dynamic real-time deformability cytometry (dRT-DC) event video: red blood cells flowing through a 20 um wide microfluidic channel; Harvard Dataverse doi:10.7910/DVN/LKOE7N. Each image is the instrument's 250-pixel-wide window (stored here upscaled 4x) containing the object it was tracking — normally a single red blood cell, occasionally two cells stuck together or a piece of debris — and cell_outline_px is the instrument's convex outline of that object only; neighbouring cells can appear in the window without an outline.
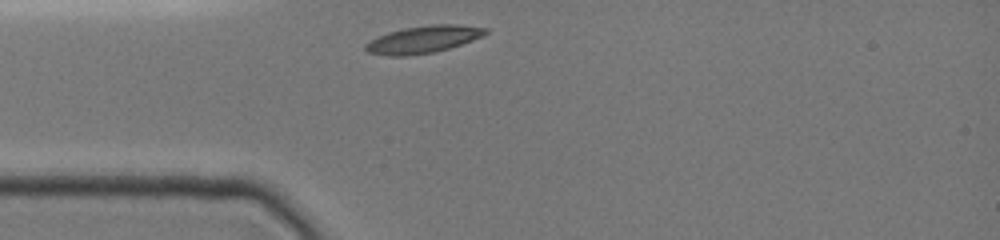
{"species": "common noctule bat (a hibernating species)", "species_latin": "Nyctalus noctula", "temperature_condition": "cold", "stored_images_in_passage": 28, "camera_frame_rate_fps": 3000, "um_per_image_px": 0.085, "animal": {"sex": "female", "body_mass_g": 19.0, "forearm_length_mm": 51.5}, "frame": {"image": 1, "passage_image": 1, "time_ms": 0.0, "image_size_px": [1000, 240], "cell_outline_px": [[488, 32], [484, 36], [448, 48], [432, 52], [408, 56], [388, 56], [368, 52], [364, 48], [364, 44], [368, 40], [388, 32], [404, 28], [428, 24], [456, 24], [488, 28]], "centroid_in_image_um": [35.95, 3.34], "position_along_channel_um": 49.1, "area_um2": 19.13}}
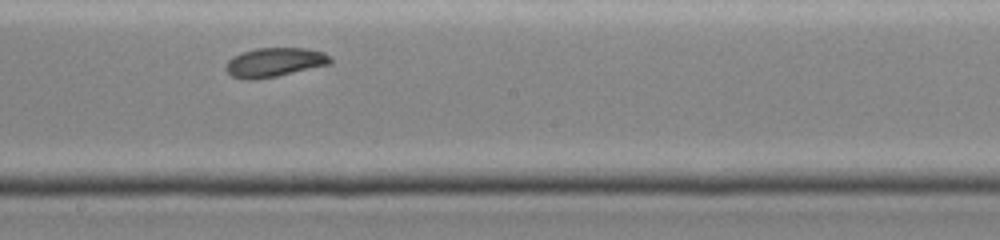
{"frame": {"image": 2, "passage_image": 15, "time_ms": 4.667, "image_size_px": [1000, 240], "cell_outline_px": [[332, 64], [276, 76], [232, 76], [224, 68], [224, 64], [232, 56], [240, 52], [256, 48], [308, 48], [324, 52], [332, 60]], "centroid_in_image_um": [23.39, 5.23], "position_along_channel_um": 224.8, "area_um2": 17.22}}
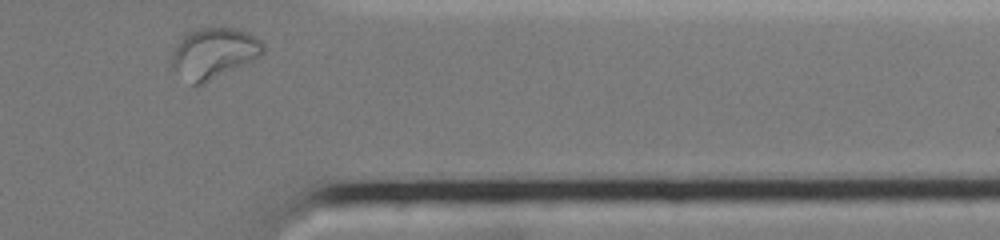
{"frame": {"image": 3, "passage_image": 28, "time_ms": 9.0, "image_size_px": [1000, 240], "cell_outline_px": [[264, 52], [260, 56], [204, 84], [192, 84], [172, 64], [172, 56], [176, 44], [188, 32], [196, 28], [232, 28], [248, 32], [260, 40], [264, 44]], "centroid_in_image_um": [18.21, 4.49], "position_along_channel_um": 393.2, "area_um2": 26.3}, "authors_computed_cell_mechanics": {"area_um2": 17.5712, "velocity_mm_per_s": 3.9167, "shape_relaxation_time_tau1_ms": 9.6083, "shape_relaxation_time_tau2_ms": 2.633, "deformation_change_tau1": 0.2269, "deformation_change_tau2": 0.0643}}